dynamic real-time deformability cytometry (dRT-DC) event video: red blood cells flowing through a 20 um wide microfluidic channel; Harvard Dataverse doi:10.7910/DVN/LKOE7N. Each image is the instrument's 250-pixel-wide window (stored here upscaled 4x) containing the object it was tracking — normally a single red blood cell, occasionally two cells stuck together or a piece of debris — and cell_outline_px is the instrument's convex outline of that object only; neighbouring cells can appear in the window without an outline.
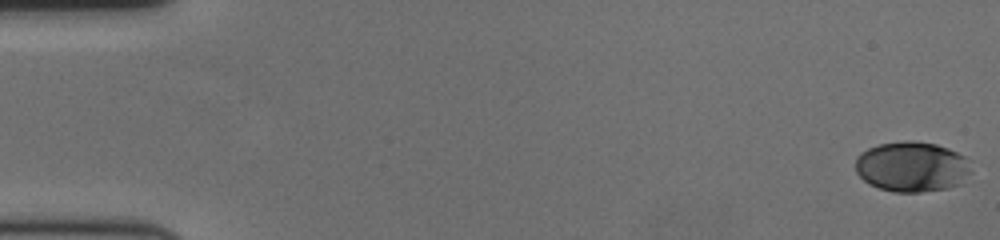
{"species": "human", "species_latin": "Homo sapiens", "temperature_condition": "cold", "stored_images_in_passage": 59, "camera_frame_rate_fps": 3000, "um_per_image_px": 0.085, "donor": {"sex": "female"}, "frame": {"image": 1, "passage_image": 1, "time_ms": 0.0, "image_size_px": [1000, 240], "cell_outline_px": [[972, 172], [960, 184], [948, 188], [920, 192], [892, 192], [868, 184], [856, 172], [856, 160], [860, 152], [868, 148], [880, 144], [908, 140], [912, 140], [936, 144], [948, 148], [964, 156]], "centroid_in_image_um": [77.51, 14.17], "position_along_channel_um": 7.5, "area_um2": 33.93}}
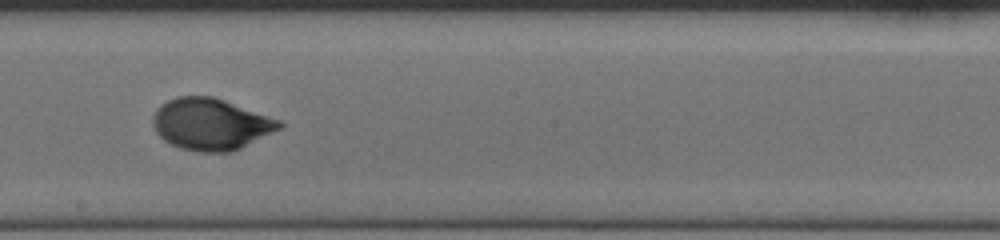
{"frame": {"image": 2, "passage_image": 34, "time_ms": 11.0, "image_size_px": [1000, 240], "cell_outline_px": [[284, 124], [280, 128], [232, 152], [200, 152], [180, 148], [164, 140], [156, 132], [152, 124], [152, 116], [156, 108], [160, 104], [176, 96], [212, 96], [224, 100], [280, 120]], "centroid_in_image_um": [17.87, 10.54], "position_along_channel_um": 230.3, "area_um2": 37.86}}
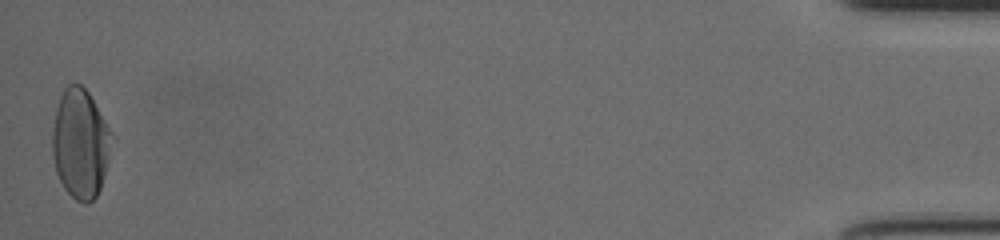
{"frame": {"image": 3, "passage_image": 59, "time_ms": 19.333, "image_size_px": [1000, 240], "cell_outline_px": [[112, 136], [104, 176], [100, 188], [96, 196], [88, 204], [84, 204], [76, 200], [64, 188], [56, 172], [52, 156], [52, 132], [56, 108], [60, 96], [64, 88], [68, 84], [80, 84], [88, 92], [112, 132]], "centroid_in_image_um": [6.8, 12.21], "position_along_channel_um": 428.4, "area_um2": 37.57}, "authors_computed_cell_mechanics": {"area_um2": 36.6452, "velocity_mm_per_s": 3.5151, "shape_relaxation_time_tau1_ms": 4.8031, "shape_relaxation_time_tau2_ms": null, "deformation_change_tau1": 0.1749, "deformation_change_tau2": null}}